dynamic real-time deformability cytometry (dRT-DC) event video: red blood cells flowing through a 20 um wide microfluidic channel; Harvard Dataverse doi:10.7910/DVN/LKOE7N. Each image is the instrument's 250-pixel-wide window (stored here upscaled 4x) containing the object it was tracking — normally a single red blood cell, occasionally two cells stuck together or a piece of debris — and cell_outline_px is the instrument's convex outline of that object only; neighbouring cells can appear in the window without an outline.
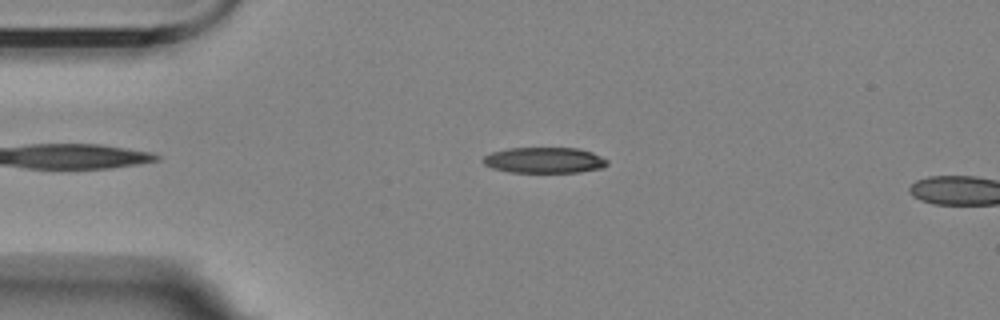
{"species": "Egyptian fruit bat (a non-hibernating species)", "species_latin": "Rousettus aegyptiacus", "temperature_condition": "room temperature", "stored_images_in_passage": 14, "camera_frame_rate_fps": 3000, "um_per_image_px": 0.085, "animal": {"sex": "female"}, "frame": {"image": 1, "passage_image": 12, "time_ms": 3.667, "image_size_px": [1000, 320], "cell_outline_px": [[608, 164], [604, 168], [580, 172], [508, 172], [492, 168], [484, 164], [480, 160], [484, 156], [492, 152], [508, 148], [576, 148], [592, 152], [608, 160]], "centroid_in_image_um": [46.26, 13.62], "position_along_channel_um": 38.7, "area_um2": 18.79}}